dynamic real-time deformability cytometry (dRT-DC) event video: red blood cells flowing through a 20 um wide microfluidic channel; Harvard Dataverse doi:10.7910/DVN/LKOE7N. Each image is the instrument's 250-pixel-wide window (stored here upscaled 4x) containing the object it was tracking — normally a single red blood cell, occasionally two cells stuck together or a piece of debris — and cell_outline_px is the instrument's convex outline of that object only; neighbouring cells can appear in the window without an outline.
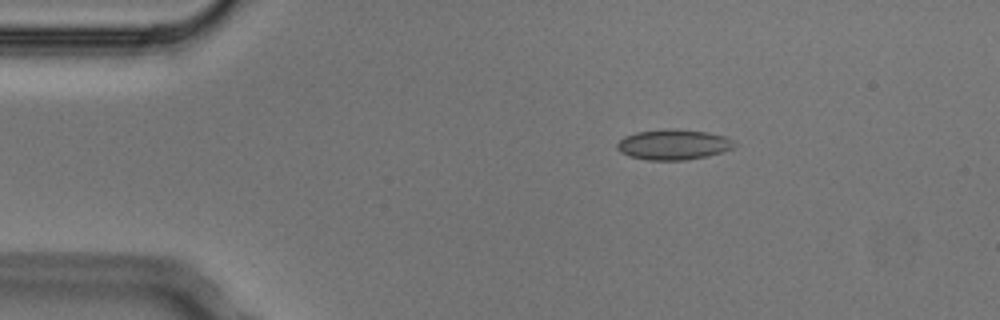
{"species": "Egyptian fruit bat (a non-hibernating species)", "species_latin": "Rousettus aegyptiacus", "temperature_condition": "cold", "stored_images_in_passage": 6, "camera_frame_rate_fps": 3000, "um_per_image_px": 0.085, "animal": {"sex": "male"}, "frame": {"image": 1, "passage_image": 2, "time_ms": 0.333, "image_size_px": [1000, 320], "cell_outline_px": [[736, 144], [732, 148], [724, 152], [708, 156], [684, 160], [648, 160], [628, 156], [620, 152], [616, 148], [616, 144], [624, 136], [636, 132], [664, 128], [676, 128], [708, 132], [724, 136], [732, 140]], "centroid_in_image_um": [57.22, 12.28], "position_along_channel_um": 27.8, "area_um2": 21.04}}
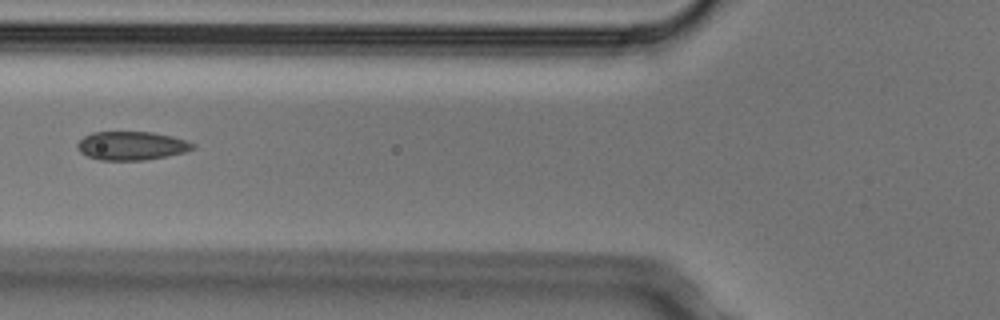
{"frame": {"image": 2, "passage_image": 5, "time_ms": 1.333, "image_size_px": [1000, 320], "cell_outline_px": [[196, 148], [184, 152], [144, 160], [100, 160], [88, 156], [80, 152], [76, 148], [76, 144], [84, 136], [92, 132], [152, 132], [172, 136], [196, 144]], "centroid_in_image_um": [11.16, 12.38], "position_along_channel_um": 114.6, "area_um2": 19.19}}
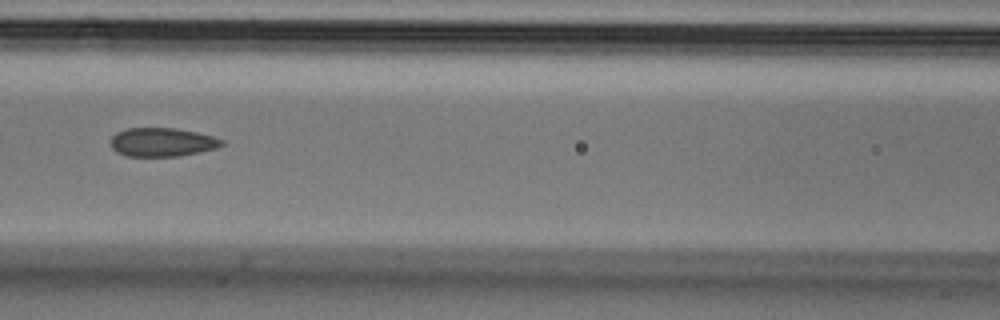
{"frame": {"image": 3, "passage_image": 6, "time_ms": 1.667, "image_size_px": [1000, 320], "cell_outline_px": [[224, 144], [216, 148], [180, 156], [124, 156], [116, 152], [112, 148], [112, 136], [116, 132], [128, 128], [176, 128], [196, 132], [212, 136], [224, 140]], "centroid_in_image_um": [13.77, 12.08], "position_along_channel_um": 152.8, "area_um2": 18.55}}